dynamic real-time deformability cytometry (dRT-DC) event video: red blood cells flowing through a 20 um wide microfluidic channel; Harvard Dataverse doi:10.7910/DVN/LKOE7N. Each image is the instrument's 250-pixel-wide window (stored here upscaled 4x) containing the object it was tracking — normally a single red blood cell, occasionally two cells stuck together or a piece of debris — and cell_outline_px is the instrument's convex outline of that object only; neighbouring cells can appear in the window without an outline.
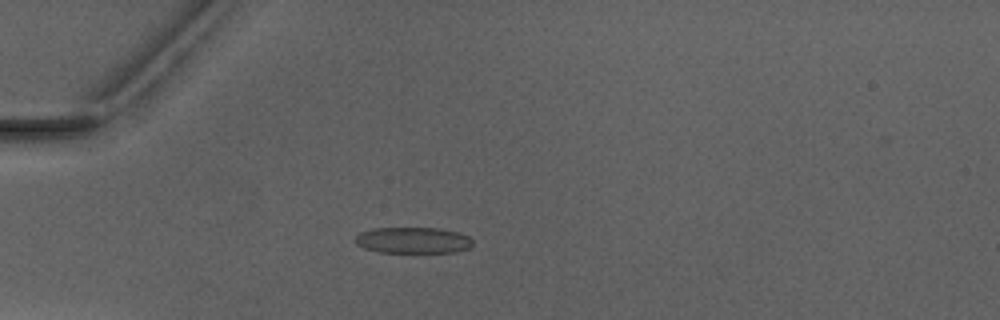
{"species": "Egyptian fruit bat (a non-hibernating species)", "species_latin": "Rousettus aegyptiacus", "temperature_condition": "warm", "stored_images_in_passage": 3, "camera_frame_rate_fps": 3000, "um_per_image_px": 0.085, "animal": {"sex": "male"}, "frame": {"image": 1, "passage_image": 3, "time_ms": 3.667, "image_size_px": [1000, 320], "cell_outline_px": [[472, 244], [468, 248], [456, 252], [380, 252], [364, 248], [356, 244], [356, 236], [360, 232], [372, 228], [440, 228], [456, 232], [468, 236], [472, 240]], "centroid_in_image_um": [35.09, 20.42], "position_along_channel_um": 49.9, "area_um2": 17.8}}